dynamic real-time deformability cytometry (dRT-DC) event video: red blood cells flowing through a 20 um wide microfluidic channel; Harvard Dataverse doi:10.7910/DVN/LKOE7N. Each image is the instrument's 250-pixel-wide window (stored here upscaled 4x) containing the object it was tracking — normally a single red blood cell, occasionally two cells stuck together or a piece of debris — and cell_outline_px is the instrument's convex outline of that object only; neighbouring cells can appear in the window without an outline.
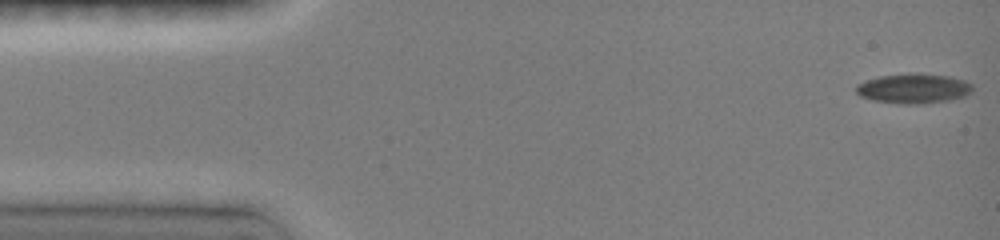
{"species": "common noctule bat (a hibernating species)", "species_latin": "Nyctalus noctula", "temperature_condition": "room temperature", "stored_images_in_passage": 11, "camera_frame_rate_fps": 3000, "um_per_image_px": 0.085, "animal": {"sex": "female", "body_mass_g": 19.0, "forearm_length_mm": 51.5}, "frame": {"image": 1, "passage_image": 1, "time_ms": 0.0, "image_size_px": [1000, 240], "cell_outline_px": [[972, 92], [964, 96], [948, 100], [924, 104], [900, 104], [872, 100], [860, 96], [856, 92], [856, 84], [864, 80], [880, 76], [908, 72], [912, 72], [952, 76], [964, 80], [972, 84]], "centroid_in_image_um": [77.64, 7.51], "position_along_channel_um": 7.4, "area_um2": 20.63}}
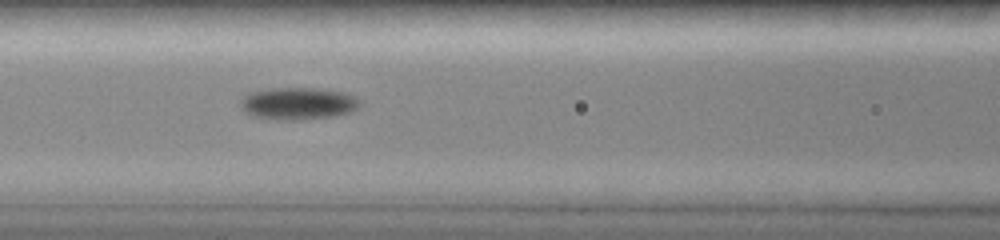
{"frame": {"image": 2, "passage_image": 10, "time_ms": 6.333, "image_size_px": [1000, 240], "cell_outline_px": [[360, 104], [352, 112], [332, 116], [296, 120], [276, 120], [256, 116], [244, 112], [240, 100], [248, 92], [272, 88], [312, 88], [344, 92], [356, 96], [360, 100]], "centroid_in_image_um": [25.34, 8.79], "position_along_channel_um": 141.3, "area_um2": 22.37}}